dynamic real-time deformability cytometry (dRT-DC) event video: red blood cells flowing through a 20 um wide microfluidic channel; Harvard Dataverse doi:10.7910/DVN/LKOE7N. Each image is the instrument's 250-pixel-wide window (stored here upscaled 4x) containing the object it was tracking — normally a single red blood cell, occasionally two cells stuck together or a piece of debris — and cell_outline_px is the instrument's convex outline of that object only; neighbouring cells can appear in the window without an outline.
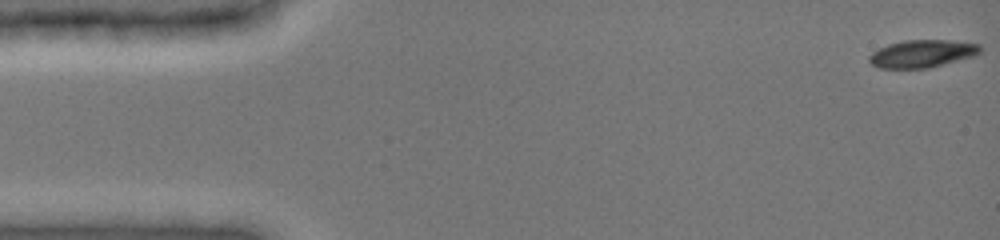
{"species": "common noctule bat (a hibernating species)", "species_latin": "Nyctalus noctula", "temperature_condition": "cold", "stored_images_in_passage": 12, "camera_frame_rate_fps": 3000, "um_per_image_px": 0.085, "animal": {"sex": "female", "body_mass_g": 19.0, "forearm_length_mm": 51.5}, "frame": {"image": 1, "passage_image": 1, "time_ms": 0.0, "image_size_px": [1000, 240], "cell_outline_px": [[980, 52], [976, 56], [928, 68], [880, 68], [872, 64], [868, 60], [868, 56], [872, 52], [888, 44], [904, 40], [948, 40], [980, 44]], "centroid_in_image_um": [78.39, 4.56], "position_along_channel_um": 6.6, "area_um2": 17.86}}